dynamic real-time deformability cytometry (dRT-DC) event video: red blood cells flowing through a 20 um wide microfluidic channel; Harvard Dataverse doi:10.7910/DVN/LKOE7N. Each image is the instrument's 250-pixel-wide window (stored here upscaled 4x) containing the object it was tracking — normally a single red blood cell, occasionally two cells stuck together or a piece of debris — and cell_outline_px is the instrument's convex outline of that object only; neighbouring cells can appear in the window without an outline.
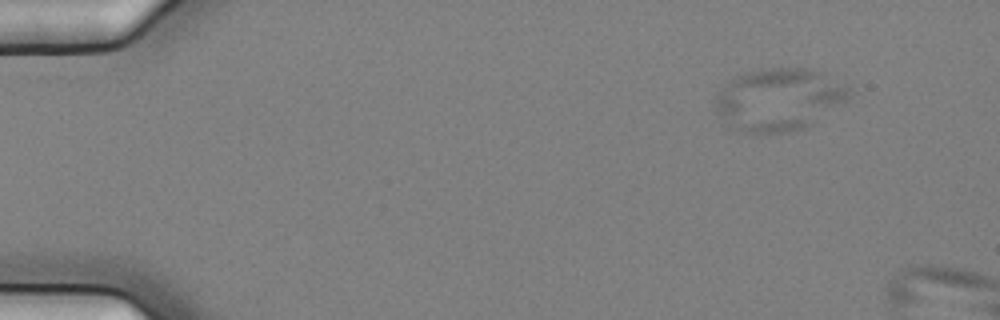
{"species": "common noctule bat (a hibernating species)", "species_latin": "Nyctalus noctula", "temperature_condition": "cold", "stored_images_in_passage": 9, "segment_of_instrument_passage": [1, 2], "camera_frame_rate_fps": 3000, "um_per_image_px": 0.085, "animal": {"sex": "female", "body_mass_g": 25.1}, "frame": {"image": 1, "passage_image": 4, "time_ms": 1.0, "image_size_px": [1000, 320], "cell_outline_px": [[852, 96], [848, 100], [804, 128], [784, 132], [748, 132], [736, 128], [716, 112], [716, 96], [732, 80], [744, 72], [760, 68], [808, 68], [824, 72], [848, 88], [852, 92]], "centroid_in_image_um": [66.26, 8.42], "position_along_channel_um": 18.7, "area_um2": 47.8}}